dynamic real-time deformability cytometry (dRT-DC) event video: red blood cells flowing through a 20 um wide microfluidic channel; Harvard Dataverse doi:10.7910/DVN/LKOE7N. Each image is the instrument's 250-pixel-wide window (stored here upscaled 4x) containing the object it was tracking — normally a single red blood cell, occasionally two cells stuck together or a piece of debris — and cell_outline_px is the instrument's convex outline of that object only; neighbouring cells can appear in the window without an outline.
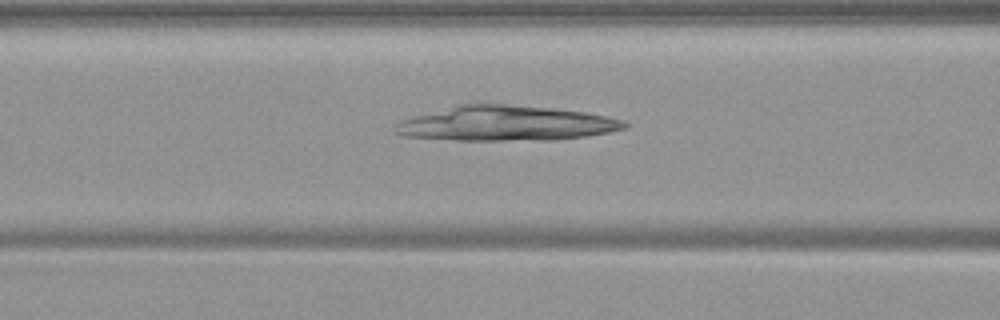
{"species": "common noctule bat (a hibernating species)", "species_latin": "Nyctalus noctula", "temperature_condition": "warm", "stored_images_in_passage": 38, "camera_frame_rate_fps": 3000, "um_per_image_px": 0.085, "animal": {"sex": "female", "body_mass_g": 19.9}, "frame": {"image": 1, "passage_image": 7, "time_ms": 2.0, "image_size_px": [1000, 320], "cell_outline_px": [[628, 128], [588, 136], [556, 140], [456, 140], [404, 136], [392, 132], [392, 128], [400, 120], [412, 116], [456, 104], [480, 100], [484, 100], [552, 108], [584, 112], [624, 120], [628, 124]], "centroid_in_image_um": [42.93, 10.45], "position_along_channel_um": 123.7, "area_um2": 48.15}}
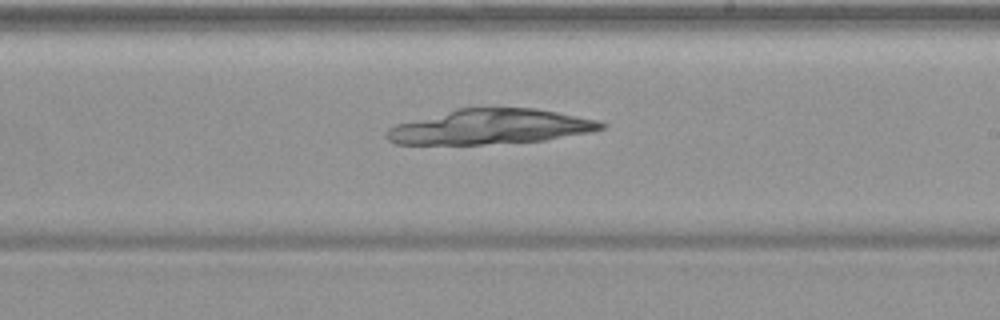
{"frame": {"image": 2, "passage_image": 17, "time_ms": 5.333, "image_size_px": [1000, 320], "cell_outline_px": [[608, 124], [604, 128], [592, 132], [544, 140], [484, 144], [396, 144], [388, 140], [384, 136], [388, 128], [396, 124], [456, 108], [536, 108], [600, 120]], "centroid_in_image_um": [41.69, 10.77], "position_along_channel_um": 247.3, "area_um2": 43.81}}
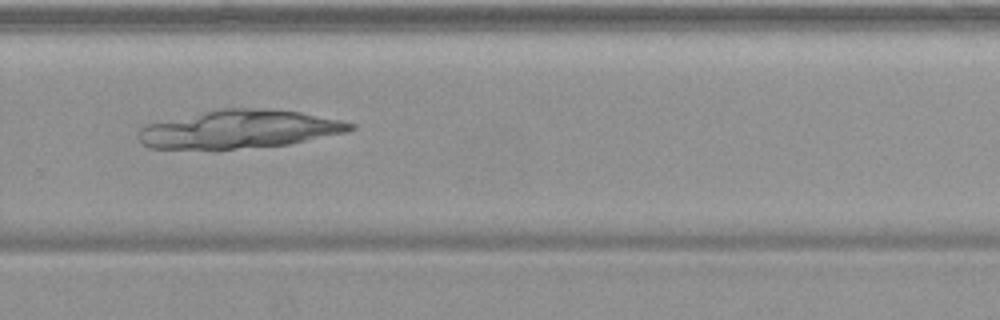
{"frame": {"image": 3, "passage_image": 22, "time_ms": 7.0, "image_size_px": [1000, 320], "cell_outline_px": [[356, 128], [348, 132], [288, 144], [236, 148], [152, 148], [144, 144], [136, 136], [136, 132], [144, 124], [224, 108], [248, 108], [300, 112], [340, 120], [356, 124]], "centroid_in_image_um": [20.35, 10.98], "position_along_channel_um": 309.5, "area_um2": 46.41}}